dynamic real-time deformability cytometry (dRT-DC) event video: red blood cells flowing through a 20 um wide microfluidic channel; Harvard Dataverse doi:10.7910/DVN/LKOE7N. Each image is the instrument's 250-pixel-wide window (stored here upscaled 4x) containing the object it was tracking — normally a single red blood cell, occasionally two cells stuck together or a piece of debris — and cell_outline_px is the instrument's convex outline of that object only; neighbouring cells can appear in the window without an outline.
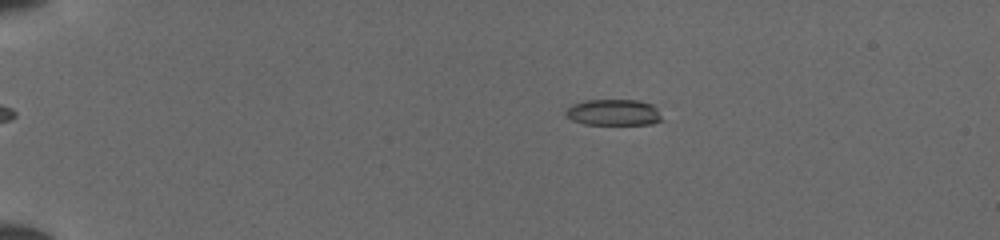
{"species": "common noctule bat (a hibernating species)", "species_latin": "Nyctalus noctula", "temperature_condition": "cold", "stored_images_in_passage": 50, "camera_frame_rate_fps": 3000, "um_per_image_px": 0.085, "animal": {"sex": "female", "body_mass_g": 19.5, "forearm_length_mm": 54.1}, "frame": {"image": 1, "passage_image": 11, "time_ms": 3.333, "image_size_px": [1000, 240], "cell_outline_px": [[664, 120], [652, 124], [584, 124], [572, 120], [564, 116], [564, 112], [572, 104], [584, 100], [640, 100], [652, 104], [656, 108]], "centroid_in_image_um": [52.15, 9.55], "position_along_channel_um": 32.9, "area_um2": 14.85}}
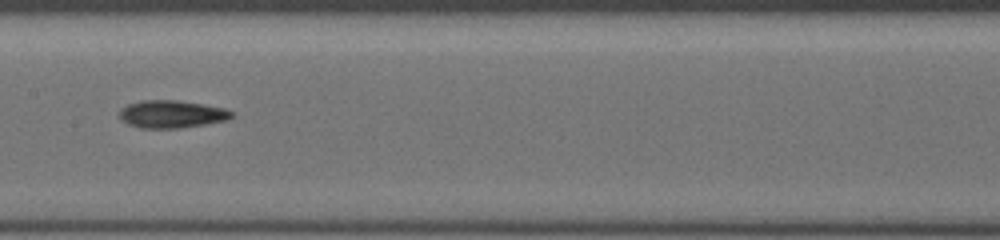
{"frame": {"image": 2, "passage_image": 28, "time_ms": 9.0, "image_size_px": [1000, 240], "cell_outline_px": [[236, 116], [228, 120], [180, 128], [140, 128], [128, 124], [120, 120], [120, 108], [128, 104], [140, 100], [176, 100], [204, 104], [224, 108], [232, 112]], "centroid_in_image_um": [14.59, 9.7], "position_along_channel_um": 192.8, "area_um2": 18.21}}
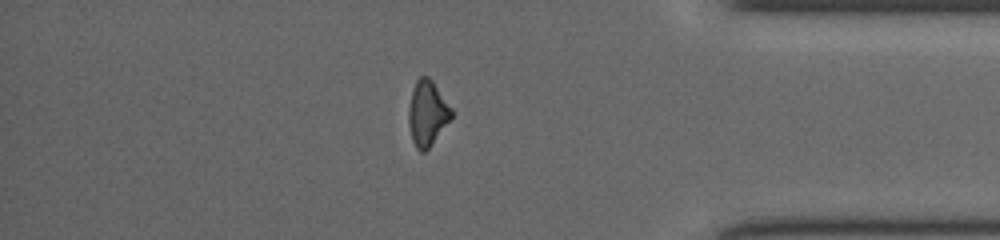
{"frame": {"image": 3, "passage_image": 44, "time_ms": 14.333, "image_size_px": [1000, 240], "cell_outline_px": [[452, 116], [428, 148], [424, 152], [420, 152], [416, 148], [412, 140], [408, 124], [408, 108], [412, 88], [416, 80], [420, 76], [428, 76], [432, 80], [452, 108]], "centroid_in_image_um": [36.29, 9.59], "position_along_channel_um": 398.9, "area_um2": 16.18}}